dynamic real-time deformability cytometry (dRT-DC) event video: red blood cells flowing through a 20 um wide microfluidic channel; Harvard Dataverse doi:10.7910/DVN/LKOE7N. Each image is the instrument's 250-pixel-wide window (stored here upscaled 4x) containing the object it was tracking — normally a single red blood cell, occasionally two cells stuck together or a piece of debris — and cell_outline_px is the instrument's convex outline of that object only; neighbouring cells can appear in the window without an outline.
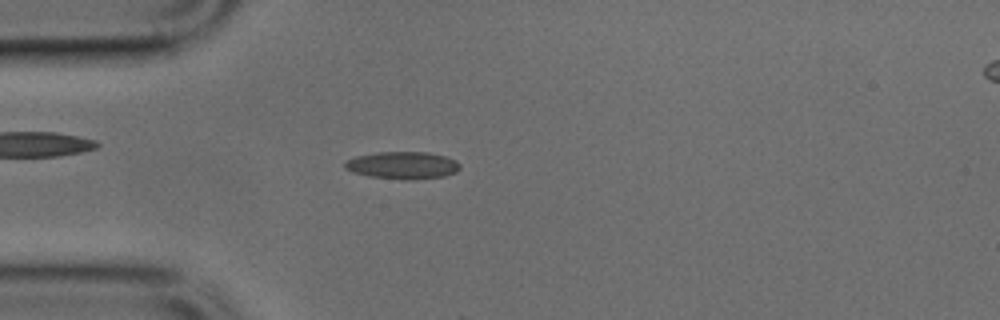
{"species": "common noctule bat (a hibernating species)", "species_latin": "Nyctalus noctula", "temperature_condition": "cold", "stored_images_in_passage": 9, "camera_frame_rate_fps": 3000, "um_per_image_px": 0.085, "animal": {"sex": "male", "body_mass_g": 17.9, "forearm_length_mm": 54.2}, "frame": {"image": 1, "passage_image": 8, "time_ms": 2.333, "image_size_px": [1000, 320], "cell_outline_px": [[460, 168], [456, 172], [444, 176], [416, 180], [408, 180], [368, 176], [352, 172], [344, 168], [344, 164], [348, 160], [356, 156], [376, 152], [428, 152], [444, 156], [456, 160], [460, 164]], "centroid_in_image_um": [34.23, 14.05], "position_along_channel_um": 50.8, "area_um2": 18.44}}